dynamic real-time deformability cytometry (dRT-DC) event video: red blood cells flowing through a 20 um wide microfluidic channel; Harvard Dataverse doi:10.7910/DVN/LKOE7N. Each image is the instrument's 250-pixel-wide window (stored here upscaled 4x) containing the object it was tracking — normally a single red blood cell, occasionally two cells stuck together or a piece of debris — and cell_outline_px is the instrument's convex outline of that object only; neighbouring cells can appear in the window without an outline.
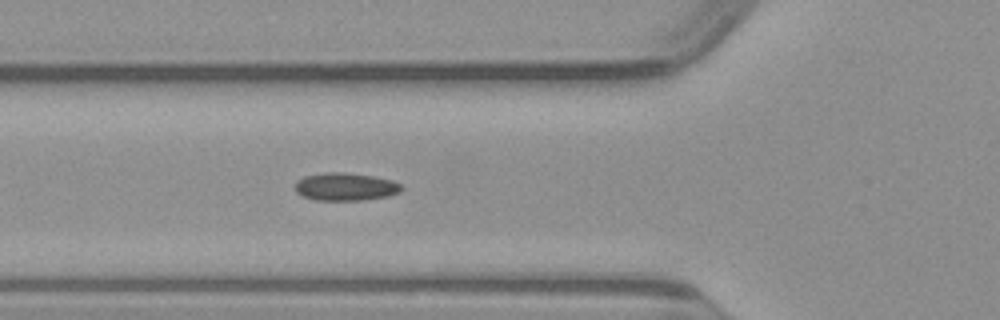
{"species": "common noctule bat (a hibernating species)", "species_latin": "Nyctalus noctula", "temperature_condition": "warm", "stored_images_in_passage": 14, "camera_frame_rate_fps": 3000, "um_per_image_px": 0.085, "animal": {"sex": "male", "body_mass_g": 23.1, "forearm_length_mm": 52.7}, "frame": {"image": 1, "passage_image": 7, "time_ms": 2.0, "image_size_px": [1000, 320], "cell_outline_px": [[404, 188], [400, 192], [388, 196], [360, 200], [316, 200], [304, 196], [296, 192], [296, 180], [304, 176], [324, 172], [344, 172], [372, 176], [392, 180], [400, 184]], "centroid_in_image_um": [29.37, 15.86], "position_along_channel_um": 96.4, "area_um2": 17.22}}